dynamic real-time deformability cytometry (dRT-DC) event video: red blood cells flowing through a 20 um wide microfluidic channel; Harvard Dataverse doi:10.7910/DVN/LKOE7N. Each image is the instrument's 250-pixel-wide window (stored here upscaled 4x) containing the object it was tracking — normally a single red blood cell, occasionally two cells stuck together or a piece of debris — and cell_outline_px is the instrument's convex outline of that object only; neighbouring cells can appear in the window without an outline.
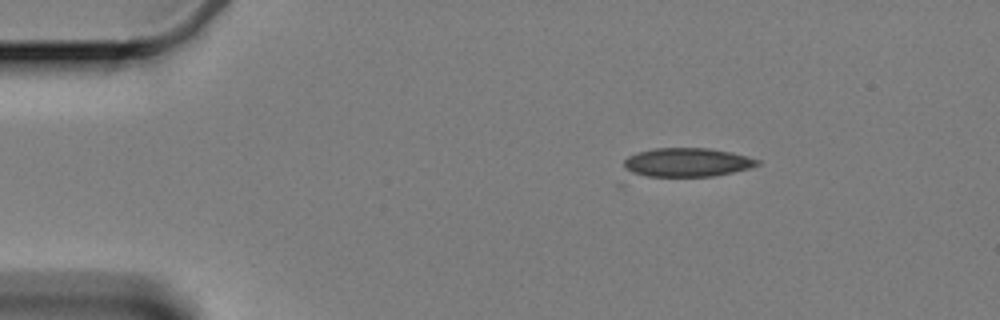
{"species": "Egyptian fruit bat (a non-hibernating species)", "species_latin": "Rousettus aegyptiacus", "temperature_condition": "cold", "stored_images_in_passage": 8, "camera_frame_rate_fps": 3000, "um_per_image_px": 0.085, "animal": {"sex": "female"}, "frame": {"image": 1, "passage_image": 1, "time_ms": 0.0, "image_size_px": [1000, 320], "cell_outline_px": [[760, 164], [748, 168], [732, 172], [712, 176], [620, 188], [616, 184], [624, 160], [628, 156], [636, 152], [656, 148], [708, 148], [732, 152], [760, 160]], "centroid_in_image_um": [57.74, 14.05], "position_along_channel_um": 27.3, "area_um2": 27.28}}